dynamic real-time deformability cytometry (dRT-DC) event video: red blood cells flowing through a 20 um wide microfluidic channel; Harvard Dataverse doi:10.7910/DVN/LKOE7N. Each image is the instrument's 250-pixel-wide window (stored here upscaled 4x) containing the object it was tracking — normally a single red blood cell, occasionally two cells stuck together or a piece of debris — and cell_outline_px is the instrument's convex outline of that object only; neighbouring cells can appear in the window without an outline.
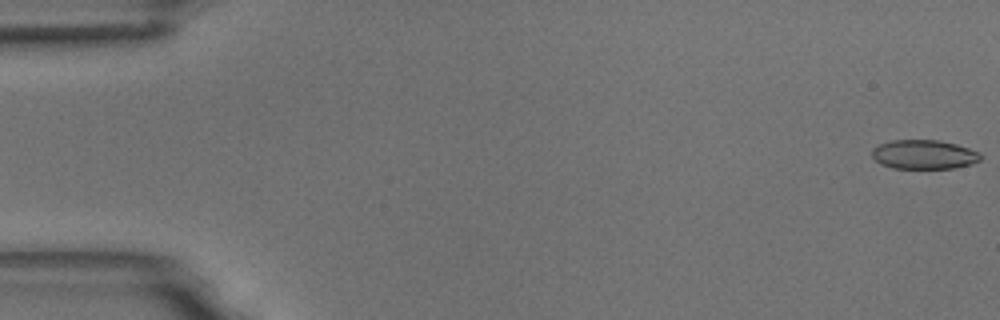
{"species": "common noctule bat (a hibernating species)", "species_latin": "Nyctalus noctula", "temperature_condition": "room temperature", "stored_images_in_passage": 16, "camera_frame_rate_fps": 3000, "um_per_image_px": 0.085, "animal": {"sex": "male", "body_mass_g": 18.8}, "frame": {"image": 1, "passage_image": 1, "time_ms": 0.0, "image_size_px": [1000, 320], "cell_outline_px": [[980, 160], [972, 164], [952, 168], [892, 168], [880, 164], [872, 156], [872, 148], [880, 144], [892, 140], [940, 140], [956, 144], [980, 152]], "centroid_in_image_um": [78.53, 13.13], "position_along_channel_um": 6.5, "area_um2": 18.44}}
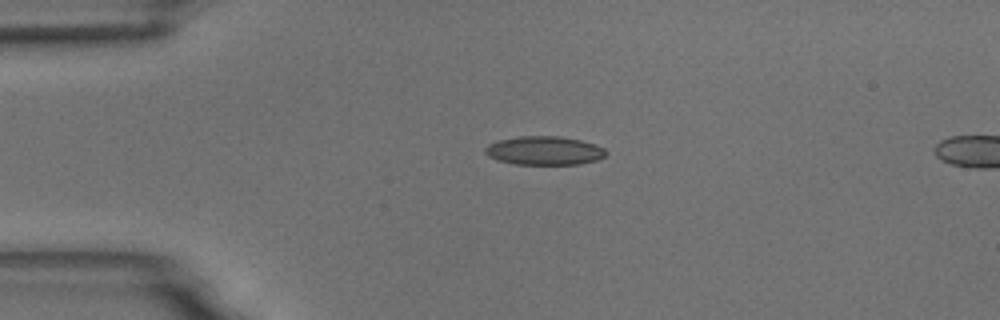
{"frame": {"image": 2, "passage_image": 13, "time_ms": 4.0, "image_size_px": [1000, 320], "cell_outline_px": [[608, 152], [604, 156], [596, 160], [580, 164], [516, 164], [496, 160], [488, 156], [484, 152], [484, 148], [488, 144], [500, 140], [520, 136], [560, 136], [580, 140], [596, 144], [604, 148]], "centroid_in_image_um": [46.26, 12.8], "position_along_channel_um": 38.7, "area_um2": 20.23}}